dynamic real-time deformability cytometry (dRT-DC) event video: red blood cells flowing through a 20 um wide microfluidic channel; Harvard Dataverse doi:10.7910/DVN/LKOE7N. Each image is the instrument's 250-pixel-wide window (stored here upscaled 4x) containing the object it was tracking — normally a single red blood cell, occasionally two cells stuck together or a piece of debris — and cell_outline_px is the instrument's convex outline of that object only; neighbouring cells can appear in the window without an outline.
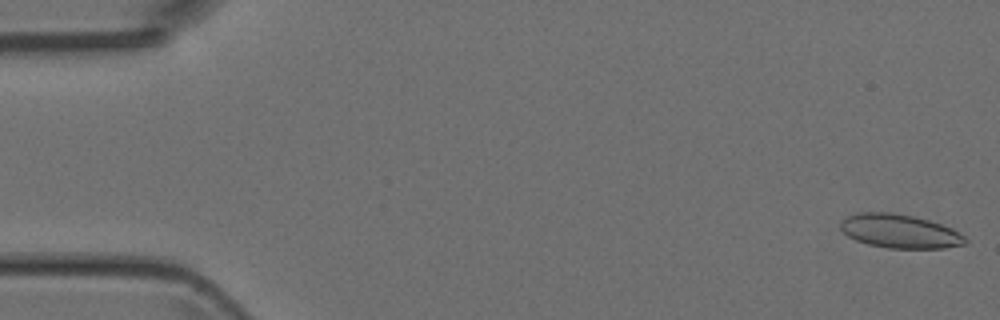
{"species": "Egyptian fruit bat (a non-hibernating species)", "species_latin": "Rousettus aegyptiacus", "temperature_condition": "room temperature", "stored_images_in_passage": 14, "camera_frame_rate_fps": 3000, "um_per_image_px": 0.085, "animal": {"sex": "female"}, "frame": {"image": 1, "passage_image": 1, "time_ms": 0.0, "image_size_px": [1000, 320], "cell_outline_px": [[968, 240], [964, 244], [944, 248], [888, 248], [868, 244], [856, 240], [848, 236], [840, 228], [840, 220], [856, 212], [892, 212], [912, 216], [928, 220], [952, 228], [964, 236]], "centroid_in_image_um": [76.45, 19.65], "position_along_channel_um": 8.6, "area_um2": 24.51}}
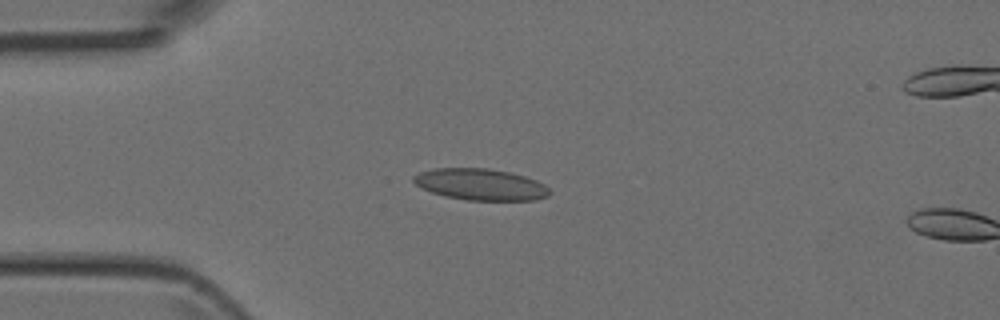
{"frame": {"image": 2, "passage_image": 12, "time_ms": 3.667, "image_size_px": [1000, 320], "cell_outline_px": [[552, 192], [548, 196], [536, 200], [468, 200], [444, 196], [432, 192], [416, 184], [412, 180], [412, 176], [420, 172], [432, 168], [488, 168], [508, 172], [524, 176], [536, 180], [544, 184]], "centroid_in_image_um": [40.85, 15.67], "position_along_channel_um": 44.1, "area_um2": 24.91}}